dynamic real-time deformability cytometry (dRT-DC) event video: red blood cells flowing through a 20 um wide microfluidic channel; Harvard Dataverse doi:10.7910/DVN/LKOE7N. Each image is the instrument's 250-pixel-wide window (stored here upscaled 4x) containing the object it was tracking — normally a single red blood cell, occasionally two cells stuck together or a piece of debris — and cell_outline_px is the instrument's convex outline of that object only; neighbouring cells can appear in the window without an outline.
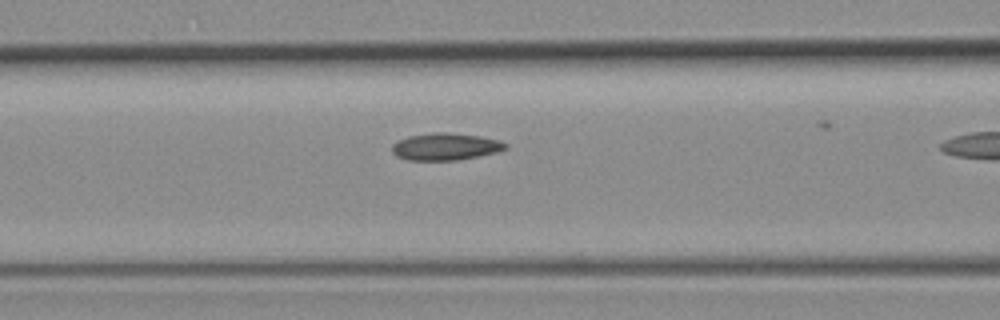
{"species": "common noctule bat (a hibernating species)", "species_latin": "Nyctalus noctula", "temperature_condition": "room temperature", "stored_images_in_passage": 15, "camera_frame_rate_fps": 3000, "um_per_image_px": 0.085, "animal": {"sex": "female", "body_mass_g": 19.3, "forearm_length_mm": 54.1}, "frame": {"image": 1, "passage_image": 11, "time_ms": 3.333, "image_size_px": [1000, 320], "cell_outline_px": [[508, 148], [496, 152], [456, 160], [408, 160], [396, 156], [392, 152], [392, 144], [396, 140], [408, 136], [432, 132], [448, 132], [480, 136], [500, 140], [508, 144]], "centroid_in_image_um": [37.84, 12.45], "position_along_channel_um": 128.8, "area_um2": 18.03}}